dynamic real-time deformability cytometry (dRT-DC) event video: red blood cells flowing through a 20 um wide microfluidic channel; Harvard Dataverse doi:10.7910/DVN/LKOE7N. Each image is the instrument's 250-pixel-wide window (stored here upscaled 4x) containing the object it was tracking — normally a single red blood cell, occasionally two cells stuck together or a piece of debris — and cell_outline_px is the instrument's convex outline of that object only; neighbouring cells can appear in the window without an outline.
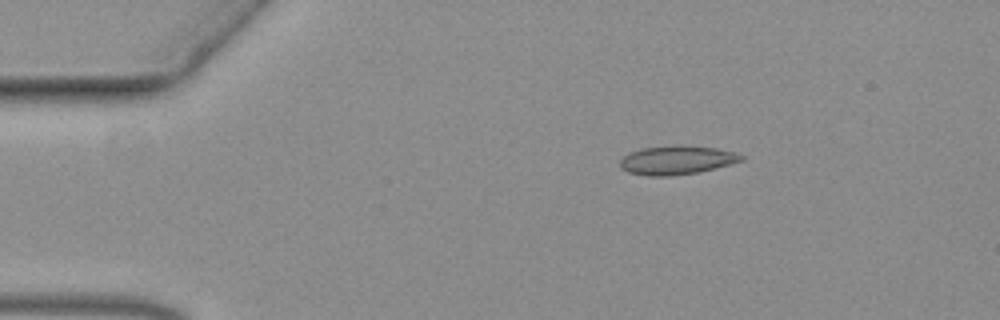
{"species": "common noctule bat (a hibernating species)", "species_latin": "Nyctalus noctula", "temperature_condition": "warm", "stored_images_in_passage": 19, "camera_frame_rate_fps": 3000, "um_per_image_px": 0.085, "animal": {"sex": "female", "body_mass_g": 19.3, "forearm_length_mm": 54.1}, "frame": {"image": 1, "passage_image": 1, "time_ms": 0.0, "image_size_px": [1000, 320], "cell_outline_px": [[744, 160], [700, 172], [668, 176], [648, 176], [628, 172], [620, 168], [620, 160], [624, 156], [640, 148], [716, 148], [736, 152], [744, 156]], "centroid_in_image_um": [57.52, 13.66], "position_along_channel_um": 27.5, "area_um2": 19.42}}
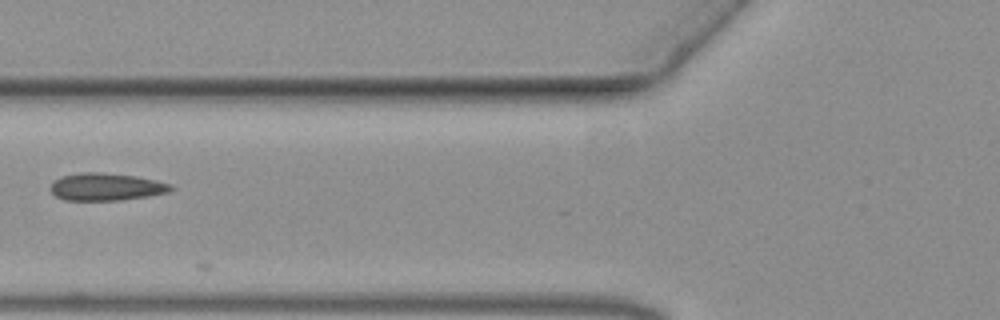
{"frame": {"image": 2, "passage_image": 14, "time_ms": 4.333, "image_size_px": [1000, 320], "cell_outline_px": [[172, 188], [168, 192], [148, 196], [120, 200], [64, 200], [56, 196], [52, 192], [52, 184], [56, 180], [64, 176], [84, 172], [100, 172], [136, 176], [156, 180], [172, 184]], "centroid_in_image_um": [9.06, 15.88], "position_along_channel_um": 116.7, "area_um2": 18.96}}
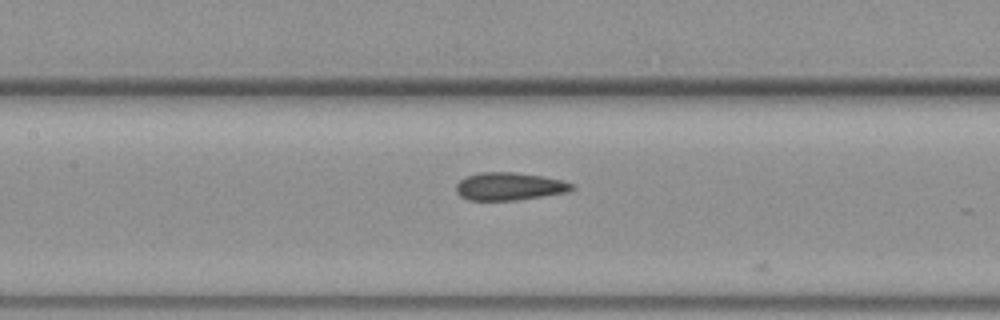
{"frame": {"image": 3, "passage_image": 18, "time_ms": 5.667, "image_size_px": [1000, 320], "cell_outline_px": [[576, 188], [568, 192], [516, 200], [468, 200], [460, 196], [456, 192], [456, 184], [464, 176], [480, 172], [516, 172], [540, 176], [560, 180], [576, 184]], "centroid_in_image_um": [43.28, 15.84], "position_along_channel_um": 164.1, "area_um2": 18.84}}